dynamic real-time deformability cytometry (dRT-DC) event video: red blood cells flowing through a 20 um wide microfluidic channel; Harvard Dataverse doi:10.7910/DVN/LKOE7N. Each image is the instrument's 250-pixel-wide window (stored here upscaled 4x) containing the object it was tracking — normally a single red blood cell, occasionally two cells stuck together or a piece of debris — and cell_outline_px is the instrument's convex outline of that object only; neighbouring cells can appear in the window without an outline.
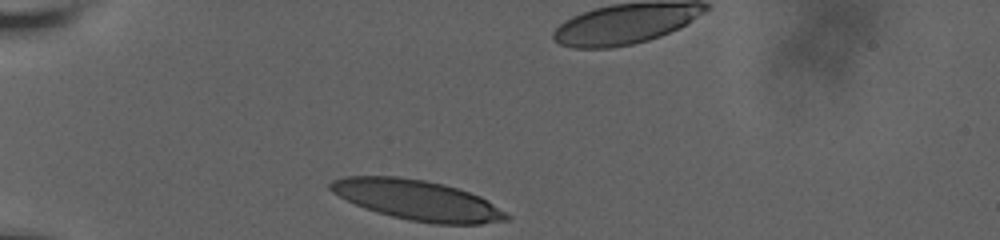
{"species": "human", "species_latin": "Homo sapiens", "temperature_condition": "room temperature", "stored_images_in_passage": 3, "camera_frame_rate_fps": 3000, "um_per_image_px": 0.085, "donor": {"sex": "male"}, "frame": {"image": 1, "passage_image": 1, "time_ms": 0.0, "image_size_px": [1000, 240], "cell_outline_px": [[512, 216], [508, 220], [480, 224], [436, 224], [408, 220], [376, 212], [364, 208], [332, 192], [328, 188], [328, 184], [332, 180], [344, 176], [396, 176], [424, 180], [444, 184], [480, 196]], "centroid_in_image_um": [35.47, 17.01], "position_along_channel_um": 49.5, "area_um2": 41.04}}